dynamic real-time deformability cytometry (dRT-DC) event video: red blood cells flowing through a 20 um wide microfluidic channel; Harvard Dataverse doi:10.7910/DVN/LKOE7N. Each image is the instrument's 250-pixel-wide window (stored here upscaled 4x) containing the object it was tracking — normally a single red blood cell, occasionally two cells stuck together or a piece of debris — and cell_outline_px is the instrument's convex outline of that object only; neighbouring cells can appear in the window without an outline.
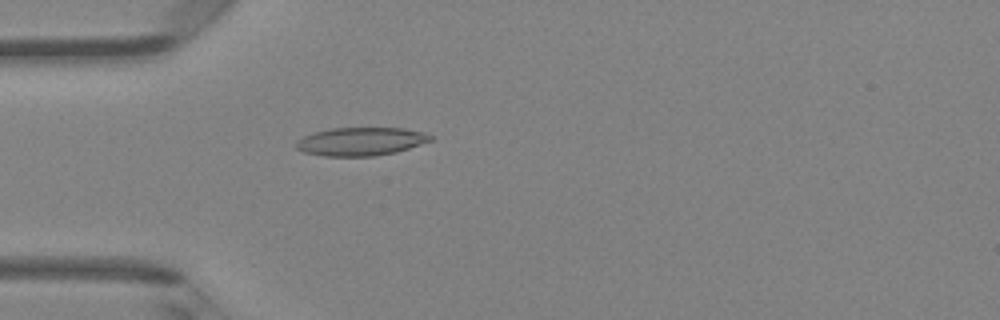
{"species": "Egyptian fruit bat (a non-hibernating species)", "species_latin": "Rousettus aegyptiacus", "temperature_condition": "room temperature", "stored_images_in_passage": 34, "camera_frame_rate_fps": 3000, "um_per_image_px": 0.085, "animal": {"sex": "female"}, "frame": {"image": 1, "passage_image": 1, "time_ms": 0.0, "image_size_px": [1000, 320], "cell_outline_px": [[432, 140], [396, 152], [376, 156], [324, 156], [304, 152], [296, 148], [292, 144], [296, 140], [312, 132], [328, 128], [404, 128], [424, 132], [432, 136]], "centroid_in_image_um": [30.61, 12.02], "position_along_channel_um": 54.4, "area_um2": 22.31}}
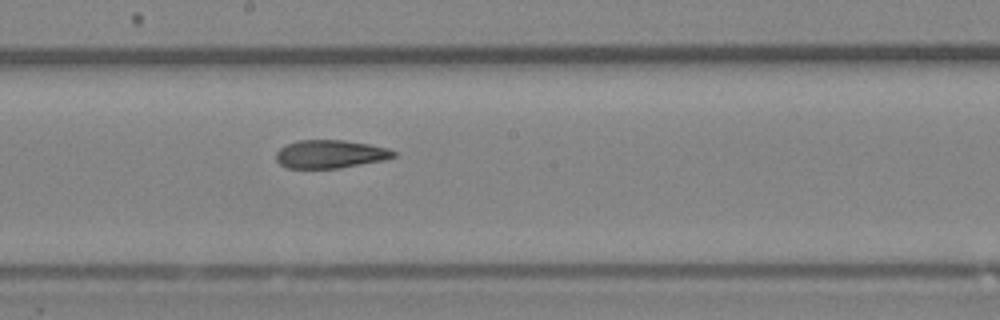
{"frame": {"image": 2, "passage_image": 13, "time_ms": 4.0, "image_size_px": [1000, 320], "cell_outline_px": [[396, 156], [384, 160], [336, 168], [288, 168], [280, 164], [276, 160], [276, 152], [280, 148], [296, 140], [344, 140], [368, 144], [388, 148], [396, 152]], "centroid_in_image_um": [28.06, 13.09], "position_along_channel_um": 220.1, "area_um2": 19.19}}
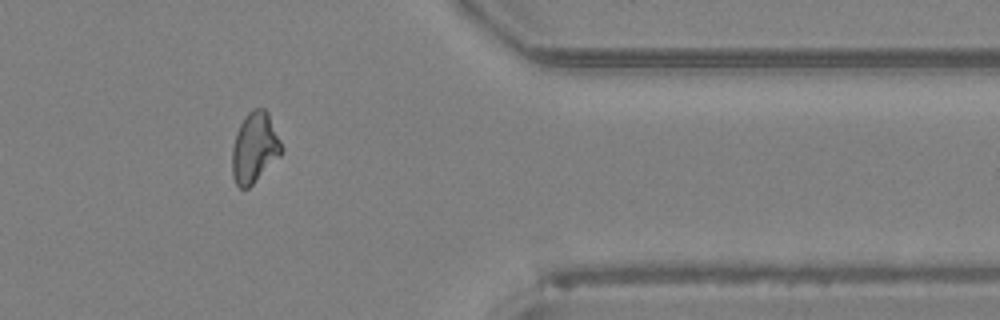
{"frame": {"image": 3, "passage_image": 26, "time_ms": 8.333, "image_size_px": [1000, 320], "cell_outline_px": [[284, 152], [248, 188], [240, 188], [236, 184], [232, 176], [232, 148], [236, 132], [244, 116], [252, 108], [264, 108], [268, 112], [284, 148]], "centroid_in_image_um": [21.65, 12.53], "position_along_channel_um": 389.8, "area_um2": 20.4}, "authors_computed_cell_mechanics": {"area_um2": 20.1722, "velocity_mm_per_s": 4.3264, "shape_relaxation_time_tau1_ms": null, "shape_relaxation_time_tau2_ms": 3.9834, "deformation_change_tau1": null, "deformation_change_tau2": 0.1163}}